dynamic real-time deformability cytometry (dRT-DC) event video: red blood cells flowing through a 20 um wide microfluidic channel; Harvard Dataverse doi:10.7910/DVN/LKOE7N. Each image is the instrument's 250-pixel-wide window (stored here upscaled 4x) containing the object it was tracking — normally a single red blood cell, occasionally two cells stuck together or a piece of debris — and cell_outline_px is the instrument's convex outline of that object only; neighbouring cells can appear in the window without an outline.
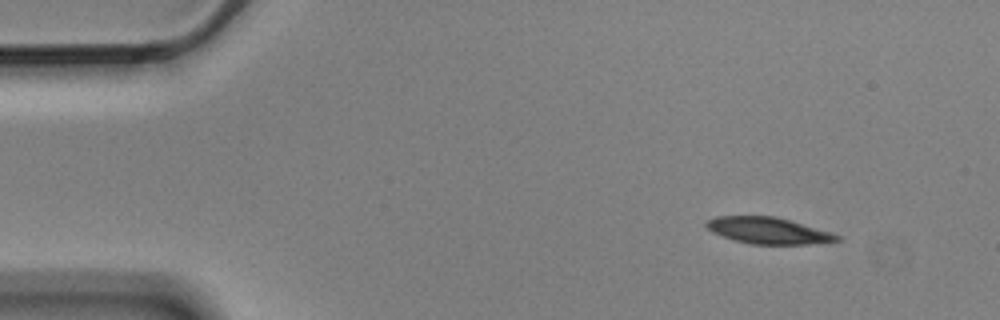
{"species": "Egyptian fruit bat (a non-hibernating species)", "species_latin": "Rousettus aegyptiacus", "temperature_condition": "cold", "stored_images_in_passage": 4, "camera_frame_rate_fps": 3000, "um_per_image_px": 0.085, "animal": {"sex": "male"}, "frame": {"image": 1, "passage_image": 1, "time_ms": 0.0, "image_size_px": [1000, 320], "cell_outline_px": [[840, 240], [808, 244], [752, 244], [736, 240], [712, 232], [704, 224], [708, 220], [716, 216], [776, 216], [828, 232], [840, 236]], "centroid_in_image_um": [65.25, 19.59], "position_along_channel_um": 19.7, "area_um2": 19.65}}
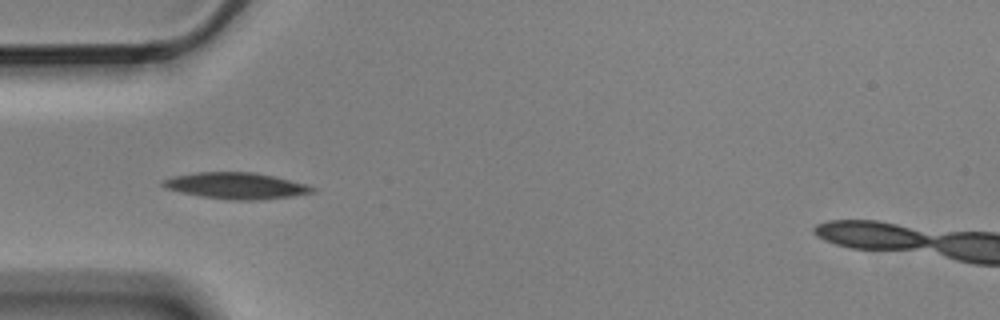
{"frame": {"image": 2, "passage_image": 3, "time_ms": 0.667, "image_size_px": [1000, 320], "cell_outline_px": [[316, 192], [292, 196], [260, 200], [232, 200], [200, 196], [180, 192], [168, 188], [160, 184], [164, 180], [172, 176], [196, 172], [256, 172], [308, 184], [316, 188]], "centroid_in_image_um": [20.11, 15.78], "position_along_channel_um": 64.9, "area_um2": 23.0}}
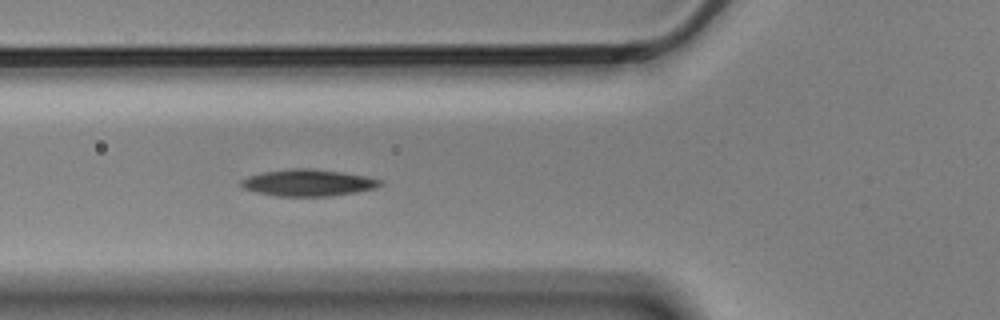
{"frame": {"image": 3, "passage_image": 4, "time_ms": 1.0, "image_size_px": [1000, 320], "cell_outline_px": [[384, 184], [376, 188], [356, 192], [332, 196], [280, 196], [260, 192], [244, 188], [240, 184], [240, 180], [248, 176], [264, 172], [292, 168], [312, 168], [340, 172], [364, 176], [380, 180]], "centroid_in_image_um": [26.21, 15.53], "position_along_channel_um": 99.6, "area_um2": 21.39}}